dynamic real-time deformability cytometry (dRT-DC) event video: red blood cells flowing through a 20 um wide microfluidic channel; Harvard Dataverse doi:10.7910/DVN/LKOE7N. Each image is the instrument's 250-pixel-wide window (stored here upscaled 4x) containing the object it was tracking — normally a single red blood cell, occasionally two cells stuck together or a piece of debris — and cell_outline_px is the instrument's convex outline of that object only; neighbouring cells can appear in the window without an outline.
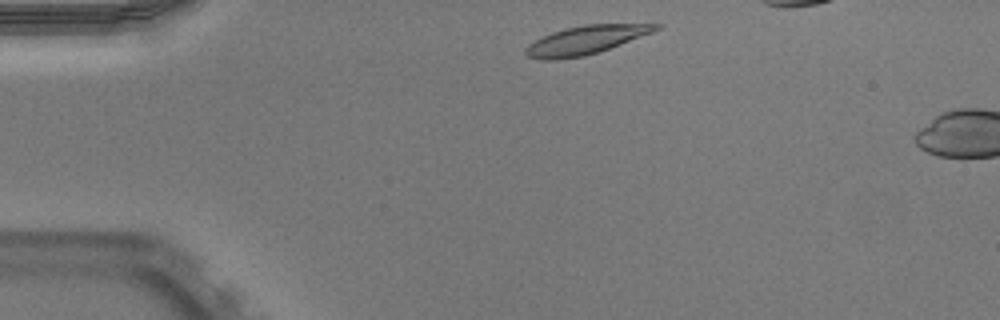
{"species": "Egyptian fruit bat (a non-hibernating species)", "species_latin": "Rousettus aegyptiacus", "temperature_condition": "warm", "stored_images_in_passage": 5, "camera_frame_rate_fps": 3000, "um_per_image_px": 0.085, "animal": {"sex": "male"}, "frame": {"image": 1, "passage_image": 2, "time_ms": 0.333, "image_size_px": [1000, 320], "cell_outline_px": [[664, 24], [660, 28], [652, 32], [620, 44], [584, 56], [556, 60], [540, 60], [524, 56], [524, 48], [528, 44], [552, 32], [564, 28], [584, 24]], "centroid_in_image_um": [49.7, 3.41], "position_along_channel_um": 35.3, "area_um2": 21.5}}